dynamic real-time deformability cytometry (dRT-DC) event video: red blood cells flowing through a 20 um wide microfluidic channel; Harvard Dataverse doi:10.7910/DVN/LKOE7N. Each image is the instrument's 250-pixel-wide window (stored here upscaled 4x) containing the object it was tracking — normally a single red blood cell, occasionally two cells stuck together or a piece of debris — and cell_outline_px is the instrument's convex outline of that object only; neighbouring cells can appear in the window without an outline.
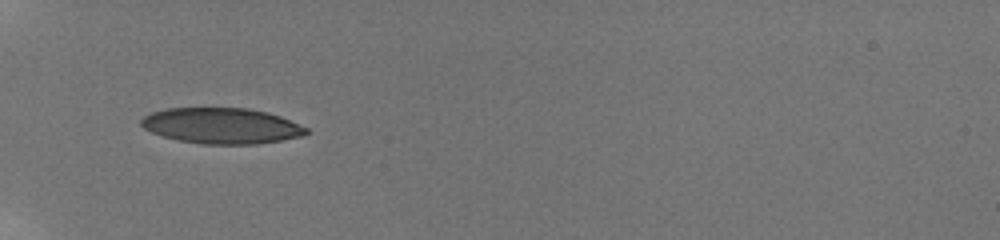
{"species": "human", "species_latin": "Homo sapiens", "temperature_condition": "room temperature", "stored_images_in_passage": 68, "camera_frame_rate_fps": 3000, "um_per_image_px": 0.085, "donor": {"sex": "male"}, "frame": {"image": 1, "passage_image": 1, "time_ms": 0.0, "image_size_px": [1000, 240], "cell_outline_px": [[308, 132], [304, 136], [256, 144], [204, 144], [180, 140], [164, 136], [152, 132], [144, 128], [140, 124], [140, 120], [144, 116], [152, 112], [164, 108], [248, 108], [268, 112], [280, 116], [308, 128]], "centroid_in_image_um": [18.84, 10.68], "position_along_channel_um": 66.2, "area_um2": 34.33}}
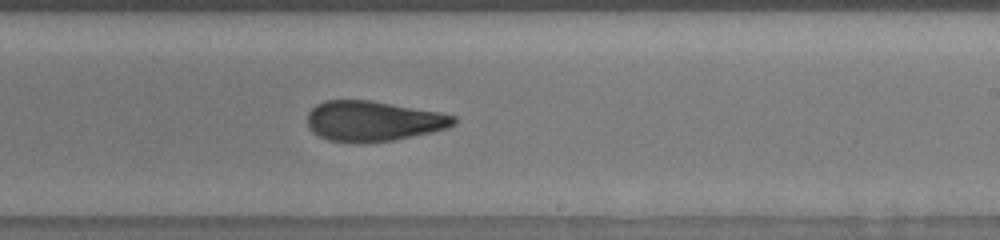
{"frame": {"image": 2, "passage_image": 33, "time_ms": 5.333, "image_size_px": [1000, 240], "cell_outline_px": [[456, 124], [448, 128], [432, 132], [392, 140], [364, 144], [356, 144], [328, 140], [312, 132], [308, 128], [308, 112], [316, 104], [324, 100], [372, 100], [440, 112], [456, 116]], "centroid_in_image_um": [31.71, 10.3], "position_along_channel_um": 257.3, "area_um2": 34.8}}
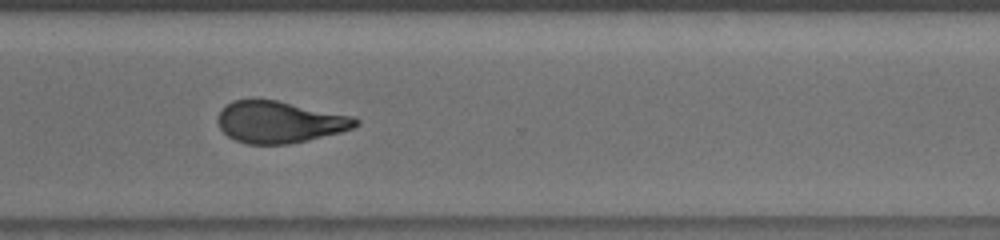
{"frame": {"image": 3, "passage_image": 46, "time_ms": 7.667, "image_size_px": [1000, 240], "cell_outline_px": [[360, 124], [352, 128], [340, 132], [308, 140], [288, 144], [244, 144], [228, 136], [220, 128], [216, 120], [220, 112], [232, 100], [252, 96], [256, 96], [356, 116], [360, 120]], "centroid_in_image_um": [23.75, 10.34], "position_along_channel_um": 346.8, "area_um2": 34.22}, "authors_computed_cell_mechanics": {"area_um2": 34.5355, "velocity_mm_per_s": 3.837, "shape_relaxation_time_tau1_ms": null, "shape_relaxation_time_tau2_ms": 2.016, "deformation_change_tau1": null, "deformation_change_tau2": 0.0947}}